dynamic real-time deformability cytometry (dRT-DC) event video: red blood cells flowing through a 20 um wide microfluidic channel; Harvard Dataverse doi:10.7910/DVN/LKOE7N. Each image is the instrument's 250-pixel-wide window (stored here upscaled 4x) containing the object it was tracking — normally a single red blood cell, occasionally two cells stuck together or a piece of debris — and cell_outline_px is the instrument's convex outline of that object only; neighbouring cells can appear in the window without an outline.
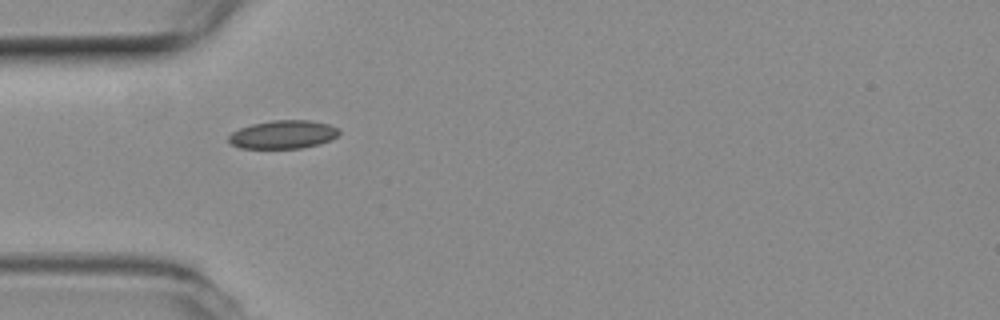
{"species": "common noctule bat (a hibernating species)", "species_latin": "Nyctalus noctula", "temperature_condition": "room temperature", "stored_images_in_passage": 5, "camera_frame_rate_fps": 3000, "um_per_image_px": 0.085, "animal": {"sex": "female", "body_mass_g": 19.3, "forearm_length_mm": 54.1}, "frame": {"image": 1, "passage_image": 1, "time_ms": 0.0, "image_size_px": [1000, 320], "cell_outline_px": [[340, 132], [336, 136], [320, 144], [300, 148], [240, 148], [232, 144], [228, 140], [228, 136], [232, 132], [240, 128], [252, 124], [272, 120], [312, 120], [328, 124], [340, 128]], "centroid_in_image_um": [24.07, 11.42], "position_along_channel_um": 60.9, "area_um2": 18.21}}
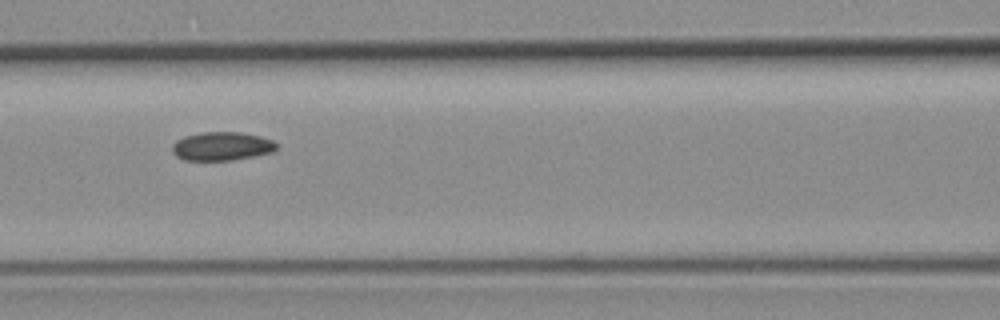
{"frame": {"image": 2, "passage_image": 3, "time_ms": 0.667, "image_size_px": [1000, 320], "cell_outline_px": [[276, 148], [272, 152], [232, 160], [184, 160], [176, 156], [172, 152], [172, 144], [176, 140], [184, 136], [200, 132], [240, 132], [260, 136], [272, 140], [276, 144]], "centroid_in_image_um": [18.81, 12.42], "position_along_channel_um": 147.8, "area_um2": 17.34}}
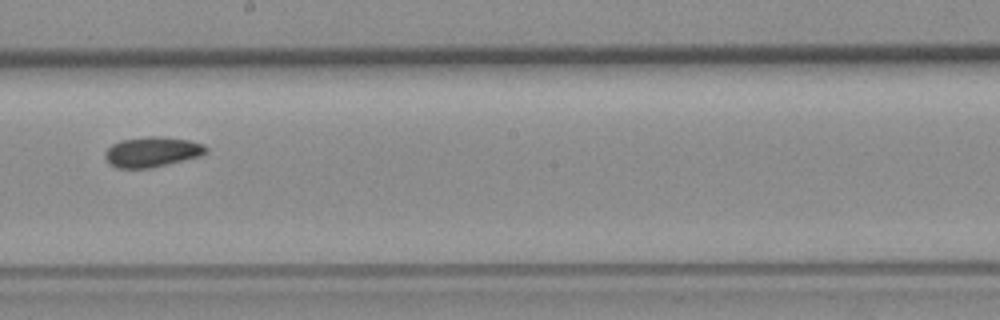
{"frame": {"image": 3, "passage_image": 5, "time_ms": 1.333, "image_size_px": [1000, 320], "cell_outline_px": [[208, 148], [200, 156], [148, 168], [116, 168], [104, 156], [104, 152], [112, 144], [120, 140], [148, 136], [160, 136], [188, 140], [204, 144]], "centroid_in_image_um": [12.9, 12.89], "position_along_channel_um": 235.3, "area_um2": 17.51}}